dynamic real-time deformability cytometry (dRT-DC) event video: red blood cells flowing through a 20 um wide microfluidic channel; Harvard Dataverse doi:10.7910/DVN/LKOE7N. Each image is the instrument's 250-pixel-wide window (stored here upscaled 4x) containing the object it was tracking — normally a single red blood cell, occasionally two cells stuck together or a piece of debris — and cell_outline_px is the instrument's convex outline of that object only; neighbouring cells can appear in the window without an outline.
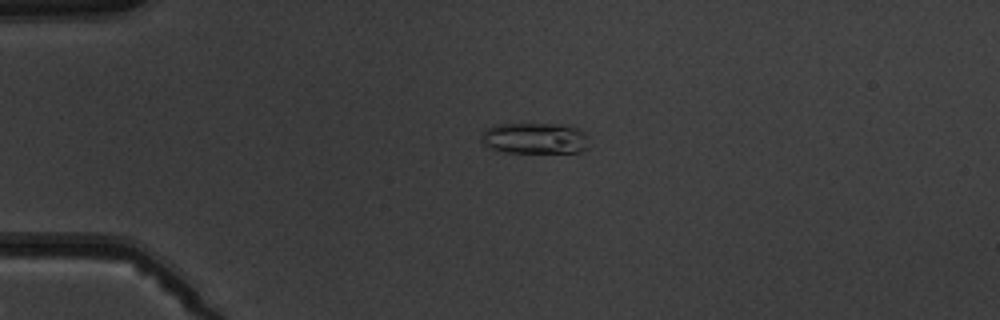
{"species": "common noctule bat (a hibernating species)", "species_latin": "Nyctalus noctula", "temperature_condition": "warm", "stored_images_in_passage": 4, "camera_frame_rate_fps": 3000, "um_per_image_px": 0.085, "animal": {"sex": "male", "body_mass_g": 19.5, "forearm_length_mm": 54.6}, "frame": {"image": 1, "passage_image": 3, "time_ms": 3.333, "image_size_px": [1000, 320], "cell_outline_px": [[588, 148], [580, 152], [500, 152], [488, 148], [480, 140], [480, 136], [484, 128], [496, 124], [572, 124], [584, 132], [588, 136]], "centroid_in_image_um": [45.45, 11.74], "position_along_channel_um": 39.6, "area_um2": 20.06}}